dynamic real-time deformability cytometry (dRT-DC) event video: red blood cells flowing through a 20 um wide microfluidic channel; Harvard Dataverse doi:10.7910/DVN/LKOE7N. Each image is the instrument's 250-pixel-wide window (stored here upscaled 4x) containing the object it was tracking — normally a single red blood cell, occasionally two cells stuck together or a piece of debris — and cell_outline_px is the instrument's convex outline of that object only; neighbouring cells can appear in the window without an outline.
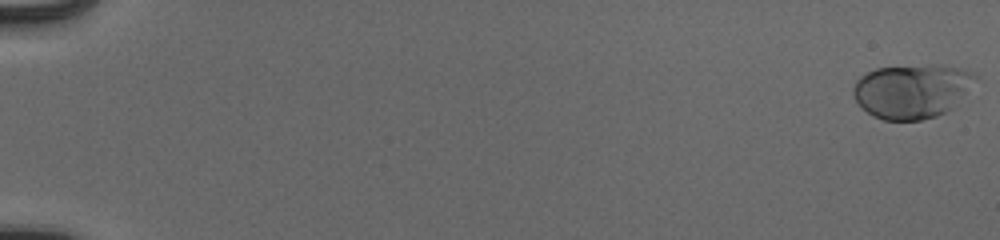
{"species": "human", "species_latin": "Homo sapiens", "temperature_condition": "cold", "stored_images_in_passage": 55, "camera_frame_rate_fps": 3000, "um_per_image_px": 0.085, "donor": {"sex": "male"}, "frame": {"image": 1, "passage_image": 1, "time_ms": 0.0, "image_size_px": [1000, 240], "cell_outline_px": [[976, 76], [952, 108], [936, 116], [920, 120], [884, 120], [872, 116], [856, 100], [852, 92], [852, 88], [856, 80], [860, 76], [876, 68], [936, 64], [956, 68], [968, 72]], "centroid_in_image_um": [77.42, 7.74], "position_along_channel_um": 7.6, "area_um2": 37.74}}
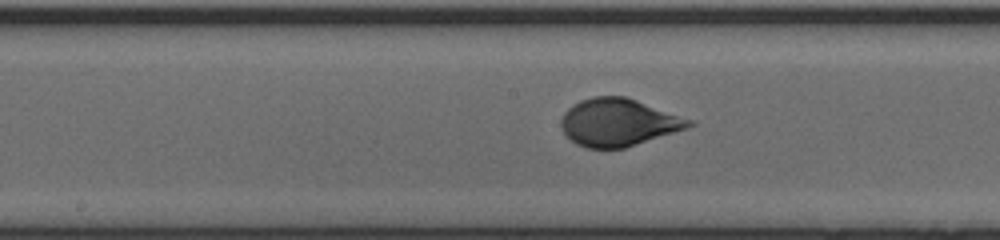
{"frame": {"image": 2, "passage_image": 31, "time_ms": 10.0, "image_size_px": [1000, 240], "cell_outline_px": [[696, 124], [624, 148], [584, 148], [576, 144], [564, 132], [560, 124], [560, 120], [564, 112], [572, 104], [580, 100], [592, 96], [628, 96], [696, 120]], "centroid_in_image_um": [52.57, 10.37], "position_along_channel_um": 195.6, "area_um2": 35.6}}
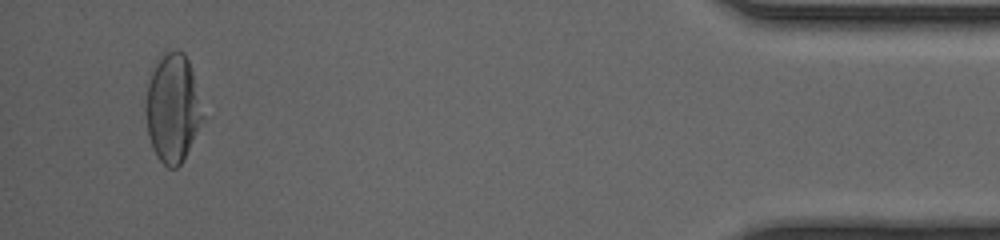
{"frame": {"image": 3, "passage_image": 53, "time_ms": 17.333, "image_size_px": [1000, 240], "cell_outline_px": [[204, 120], [184, 160], [176, 168], [168, 168], [156, 156], [152, 148], [148, 132], [144, 112], [144, 108], [148, 84], [156, 56], [164, 48], [184, 52], [188, 60], [192, 72], [204, 116]], "centroid_in_image_um": [14.65, 9.16], "position_along_channel_um": 420.5, "area_um2": 36.7}, "authors_computed_cell_mechanics": {"area_um2": 35.3158, "velocity_mm_per_s": 3.9185, "shape_relaxation_time_tau1_ms": 3.9898, "shape_relaxation_time_tau2_ms": null, "deformation_change_tau1": 0.1691, "deformation_change_tau2": null}}